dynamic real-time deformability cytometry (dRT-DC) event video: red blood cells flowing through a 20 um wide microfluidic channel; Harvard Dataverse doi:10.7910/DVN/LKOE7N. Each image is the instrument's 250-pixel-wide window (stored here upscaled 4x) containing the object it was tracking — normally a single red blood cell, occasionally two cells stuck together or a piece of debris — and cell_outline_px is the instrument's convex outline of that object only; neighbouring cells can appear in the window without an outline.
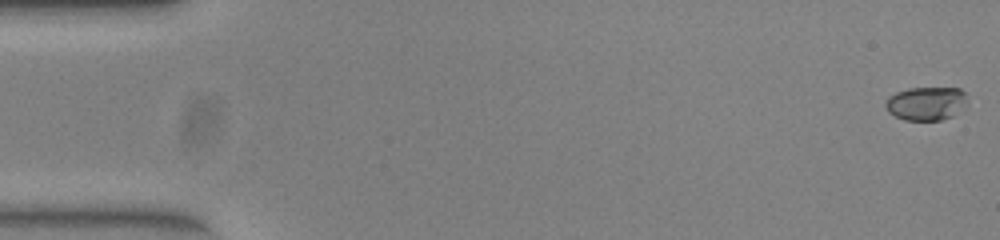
{"species": "common noctule bat (a hibernating species)", "species_latin": "Nyctalus noctula", "temperature_condition": "warm", "stored_images_in_passage": 52, "camera_frame_rate_fps": 3000, "um_per_image_px": 0.085, "animal": {"sex": "female", "body_mass_g": 23.0, "forearm_length_mm": 53.4}, "frame": {"image": 1, "passage_image": 1, "time_ms": 0.0, "image_size_px": [1000, 240], "cell_outline_px": [[968, 104], [952, 116], [940, 120], [904, 120], [888, 112], [884, 104], [888, 96], [896, 92], [908, 88], [960, 88], [964, 92]], "centroid_in_image_um": [78.71, 8.79], "position_along_channel_um": 6.3, "area_um2": 16.07}}
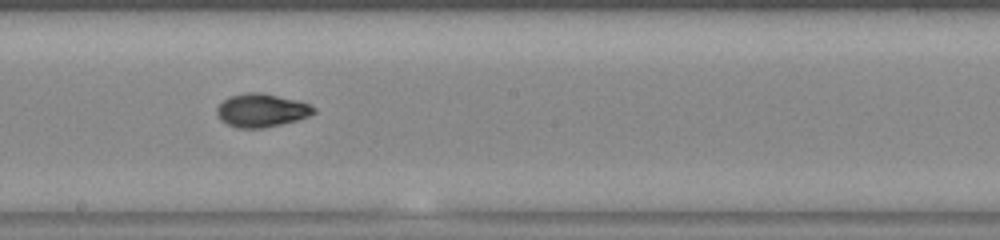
{"frame": {"image": 2, "passage_image": 29, "time_ms": 9.333, "image_size_px": [1000, 240], "cell_outline_px": [[316, 112], [308, 116], [296, 120], [280, 124], [260, 128], [236, 128], [220, 120], [216, 112], [216, 108], [228, 96], [248, 92], [260, 92], [296, 100], [308, 104], [316, 108]], "centroid_in_image_um": [22.2, 9.37], "position_along_channel_um": 226.0, "area_um2": 18.67}}
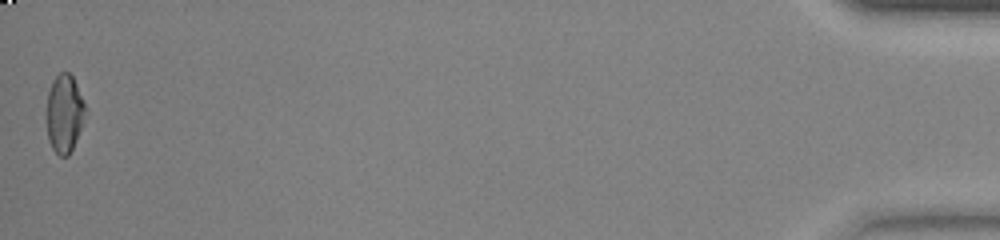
{"frame": {"image": 3, "passage_image": 52, "time_ms": 17.0, "image_size_px": [1000, 240], "cell_outline_px": [[84, 108], [80, 128], [72, 148], [68, 156], [60, 156], [52, 148], [48, 140], [48, 92], [52, 80], [60, 72], [68, 72], [72, 76], [76, 84], [84, 104]], "centroid_in_image_um": [5.44, 9.63], "position_along_channel_um": 429.8, "area_um2": 16.82}, "authors_computed_cell_mechanics": {"area_um2": 17.5712, "velocity_mm_per_s": 3.9709, "shape_relaxation_time_tau1_ms": 6.7739, "shape_relaxation_time_tau2_ms": 2.0456, "deformation_change_tau1": 0.2068, "deformation_change_tau2": 0.0519}}